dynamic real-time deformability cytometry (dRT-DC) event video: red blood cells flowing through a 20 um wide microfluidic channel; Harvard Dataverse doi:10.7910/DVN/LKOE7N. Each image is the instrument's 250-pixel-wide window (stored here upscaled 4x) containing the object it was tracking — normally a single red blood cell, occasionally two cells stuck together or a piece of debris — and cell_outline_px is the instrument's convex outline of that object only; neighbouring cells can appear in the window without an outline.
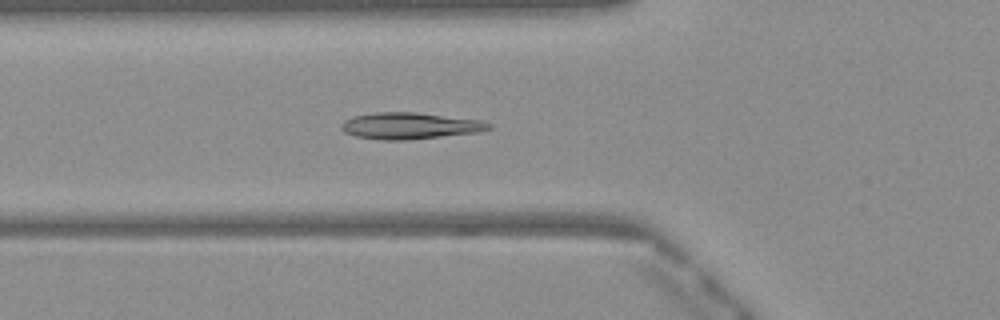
{"species": "Egyptian fruit bat (a non-hibernating species)", "species_latin": "Rousettus aegyptiacus", "temperature_condition": "warm", "stored_images_in_passage": 50, "segment_of_instrument_passage": [1, 2], "camera_frame_rate_fps": 3000, "um_per_image_px": 0.085, "frame": {"image": 1, "passage_image": 17, "time_ms": 5.333, "image_size_px": [1000, 320], "cell_outline_px": [[492, 128], [480, 132], [408, 140], [384, 140], [356, 136], [344, 132], [340, 128], [340, 124], [344, 120], [352, 116], [376, 112], [416, 112], [480, 120], [492, 124]], "centroid_in_image_um": [34.83, 10.69], "position_along_channel_um": 91.0, "area_um2": 22.89}}
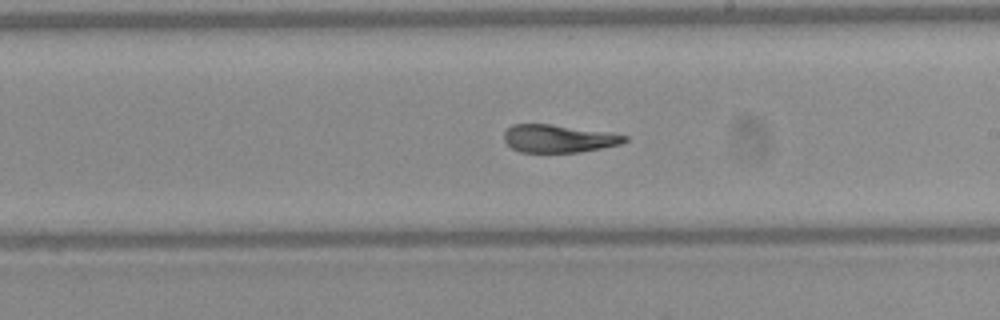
{"frame": {"image": 2, "passage_image": 28, "time_ms": 9.0, "image_size_px": [1000, 320], "cell_outline_px": [[628, 140], [620, 144], [580, 152], [520, 152], [512, 148], [504, 140], [504, 132], [512, 124], [548, 124], [612, 132], [628, 136]], "centroid_in_image_um": [47.49, 11.77], "position_along_channel_um": 241.5, "area_um2": 19.54}}
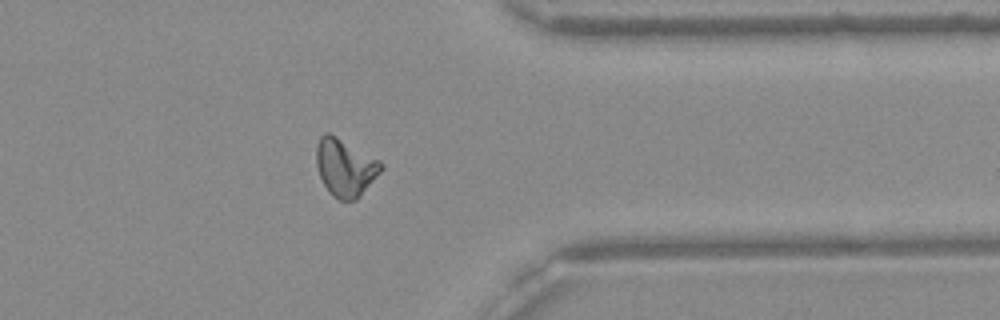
{"frame": {"image": 3, "passage_image": 39, "time_ms": 12.667, "image_size_px": [1000, 320], "cell_outline_px": [[384, 168], [360, 196], [356, 200], [340, 200], [332, 196], [328, 192], [320, 176], [316, 164], [316, 144], [320, 136], [324, 132], [328, 132], [336, 136], [380, 160], [384, 164]], "centroid_in_image_um": [29.33, 14.23], "position_along_channel_um": 382.1, "area_um2": 21.79}}